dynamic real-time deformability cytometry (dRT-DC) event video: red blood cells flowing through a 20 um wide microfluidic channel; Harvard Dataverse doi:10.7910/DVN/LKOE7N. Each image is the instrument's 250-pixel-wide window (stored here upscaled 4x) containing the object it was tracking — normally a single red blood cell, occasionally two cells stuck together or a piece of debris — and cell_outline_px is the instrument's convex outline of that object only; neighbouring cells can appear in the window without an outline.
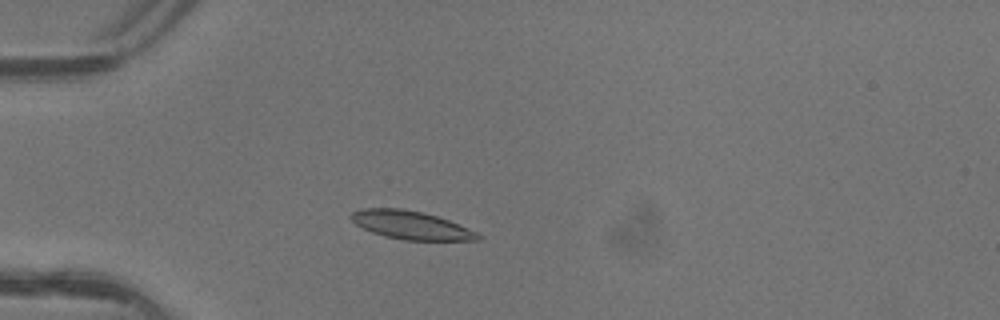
{"species": "common noctule bat (a hibernating species)", "species_latin": "Nyctalus noctula", "temperature_condition": "warm", "stored_images_in_passage": 4, "camera_frame_rate_fps": 3000, "um_per_image_px": 0.085, "animal": {"sex": "female"}, "frame": {"image": 1, "passage_image": 3, "time_ms": 0.667, "image_size_px": [1000, 320], "cell_outline_px": [[484, 236], [480, 240], [404, 240], [384, 236], [372, 232], [356, 224], [348, 216], [352, 212], [364, 208], [400, 208], [424, 212], [448, 220], [476, 232]], "centroid_in_image_um": [34.92, 19.13], "position_along_channel_um": 50.1, "area_um2": 20.81}}